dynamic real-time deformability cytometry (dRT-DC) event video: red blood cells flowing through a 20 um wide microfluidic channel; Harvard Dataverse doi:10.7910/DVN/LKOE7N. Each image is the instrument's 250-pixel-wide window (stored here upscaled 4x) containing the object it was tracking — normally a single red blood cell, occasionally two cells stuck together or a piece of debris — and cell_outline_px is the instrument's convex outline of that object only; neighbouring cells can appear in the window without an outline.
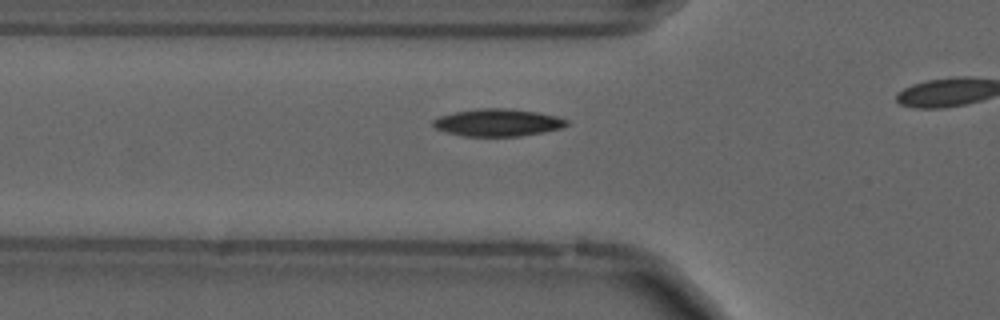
{"species": "common noctule bat (a hibernating species)", "species_latin": "Nyctalus noctula", "temperature_condition": "cold", "stored_images_in_passage": 15, "camera_frame_rate_fps": 3000, "um_per_image_px": 0.085, "animal": {"sex": "male", "forearm_length_mm": 52.5}, "frame": {"image": 1, "passage_image": 3, "time_ms": 0.667, "image_size_px": [1000, 320], "cell_outline_px": [[568, 124], [560, 128], [544, 132], [520, 136], [464, 136], [448, 132], [436, 128], [432, 124], [432, 120], [440, 116], [456, 112], [480, 108], [508, 108], [536, 112], [556, 116], [568, 120]], "centroid_in_image_um": [42.32, 10.41], "position_along_channel_um": 83.5, "area_um2": 21.1}}